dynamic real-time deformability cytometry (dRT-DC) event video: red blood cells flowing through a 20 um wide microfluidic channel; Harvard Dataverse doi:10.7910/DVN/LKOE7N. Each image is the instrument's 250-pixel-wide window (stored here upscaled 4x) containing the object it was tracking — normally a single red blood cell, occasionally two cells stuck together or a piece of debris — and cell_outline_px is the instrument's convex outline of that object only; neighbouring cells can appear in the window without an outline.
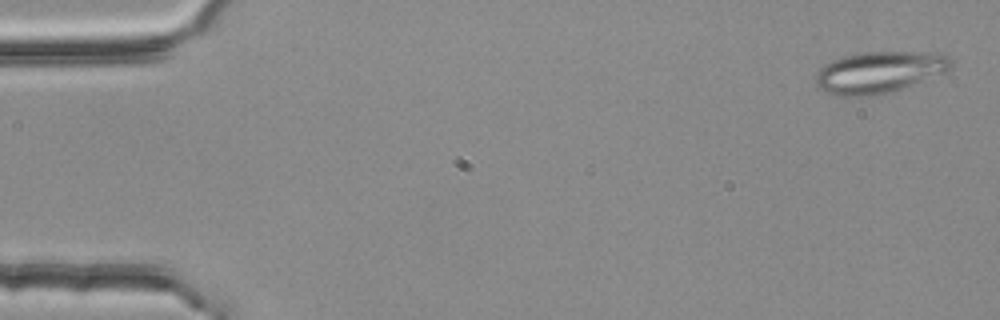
{"species": "common noctule bat (a hibernating species)", "species_latin": "Nyctalus noctula", "temperature_condition": "room temperature", "stored_images_in_passage": 54, "segment_of_instrument_passage": [1, 2], "camera_frame_rate_fps": 3000, "um_per_image_px": 0.085, "animal": {"sex": "female", "body_mass_g": 25.1}, "frame": {"image": 1, "passage_image": 2, "time_ms": 0.333, "image_size_px": [1000, 320], "cell_outline_px": [[956, 64], [952, 68], [944, 72], [892, 92], [872, 96], [840, 96], [824, 92], [816, 88], [816, 72], [824, 64], [832, 60], [844, 56], [864, 52], [920, 52], [948, 56]], "centroid_in_image_um": [74.69, 6.15], "position_along_channel_um": 10.3, "area_um2": 32.83}}